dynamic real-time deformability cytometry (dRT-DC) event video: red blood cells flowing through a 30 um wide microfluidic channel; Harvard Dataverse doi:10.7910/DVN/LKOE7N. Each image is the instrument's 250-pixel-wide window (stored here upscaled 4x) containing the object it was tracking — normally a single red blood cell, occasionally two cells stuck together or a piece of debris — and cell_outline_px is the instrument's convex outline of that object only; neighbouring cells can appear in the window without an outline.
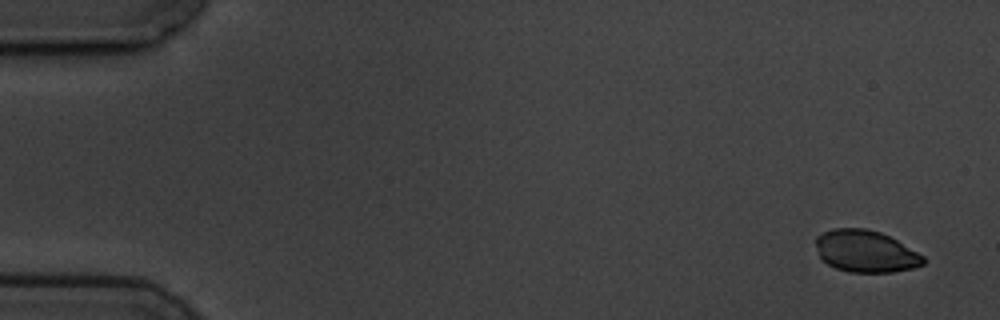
{"species": "common noctule bat (a hibernating species)", "species_latin": "Nyctalus noctula", "temperature_condition": "cold", "stored_images_in_passage": 6, "camera_frame_rate_fps": 3000, "um_per_image_px": 0.085, "animal": {"sex": "male", "body_mass_g": 19.5, "forearm_length_mm": 54.6}, "frame": {"image": 1, "passage_image": 1, "time_ms": 0.0, "image_size_px": [1000, 320], "cell_outline_px": [[924, 264], [912, 268], [892, 272], [848, 272], [836, 268], [820, 260], [816, 244], [816, 236], [832, 228], [864, 228], [880, 232], [896, 240], [924, 256]], "centroid_in_image_um": [73.54, 21.36], "position_along_channel_um": 11.5, "area_um2": 26.18}}
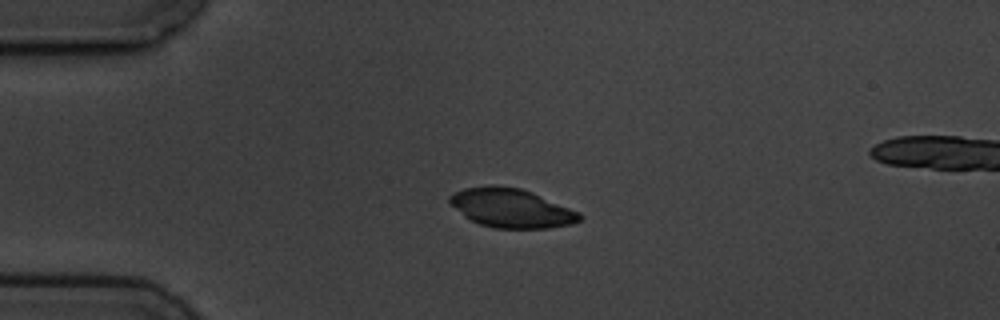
{"frame": {"image": 2, "passage_image": 4, "time_ms": 3.667, "image_size_px": [1000, 320], "cell_outline_px": [[584, 216], [580, 220], [572, 224], [548, 228], [492, 228], [480, 224], [464, 216], [448, 200], [448, 196], [464, 188], [488, 184], [496, 184], [520, 188], [532, 192], [580, 212]], "centroid_in_image_um": [43.47, 17.67], "position_along_channel_um": 41.5, "area_um2": 29.59}}